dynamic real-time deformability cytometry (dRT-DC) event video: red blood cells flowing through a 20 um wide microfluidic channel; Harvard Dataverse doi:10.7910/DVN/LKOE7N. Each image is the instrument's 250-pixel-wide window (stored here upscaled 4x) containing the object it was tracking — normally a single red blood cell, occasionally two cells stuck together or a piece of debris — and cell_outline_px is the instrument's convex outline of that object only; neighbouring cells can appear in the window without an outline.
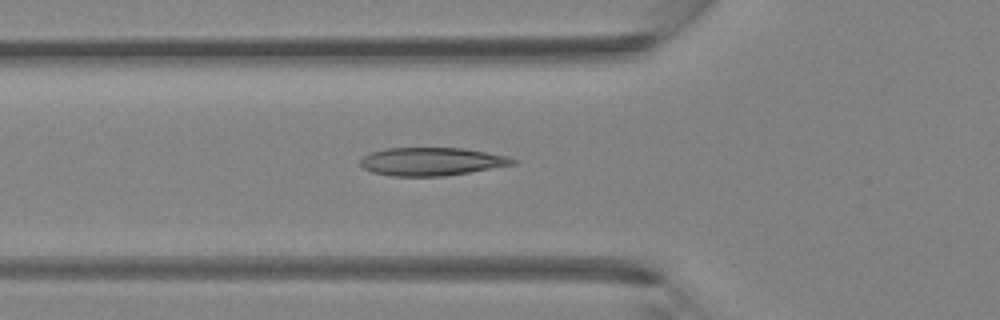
{"species": "Egyptian fruit bat (a non-hibernating species)", "species_latin": "Rousettus aegyptiacus", "temperature_condition": "room temperature", "stored_images_in_passage": 37, "camera_frame_rate_fps": 3000, "um_per_image_px": 0.085, "animal": {"sex": "female"}, "frame": {"image": 1, "passage_image": 14, "time_ms": 4.333, "image_size_px": [1000, 320], "cell_outline_px": [[520, 160], [516, 164], [444, 176], [392, 176], [372, 172], [364, 168], [360, 164], [360, 160], [364, 156], [372, 152], [384, 148], [464, 148], [508, 156]], "centroid_in_image_um": [36.71, 13.72], "position_along_channel_um": 89.1, "area_um2": 24.97}}
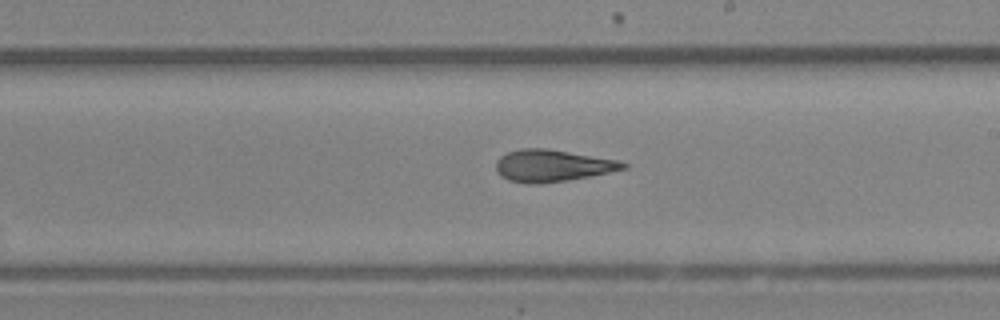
{"frame": {"image": 2, "passage_image": 23, "time_ms": 7.333, "image_size_px": [1000, 320], "cell_outline_px": [[628, 168], [568, 180], [540, 184], [532, 184], [508, 180], [500, 176], [496, 172], [496, 160], [500, 156], [508, 152], [520, 148], [548, 148], [620, 160], [628, 164]], "centroid_in_image_um": [46.93, 14.07], "position_along_channel_um": 242.1, "area_um2": 23.87}}
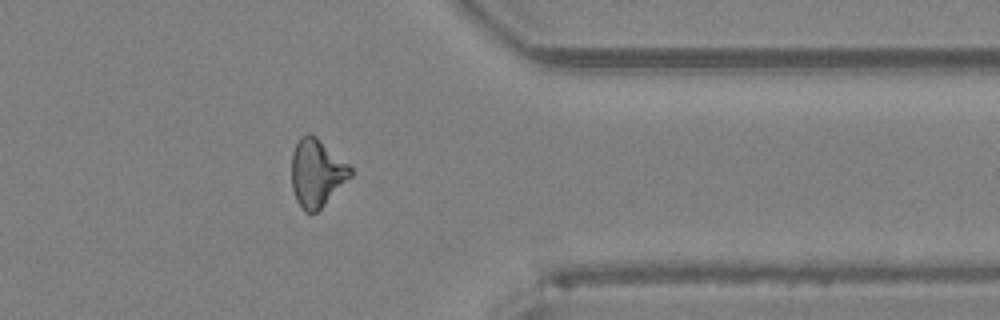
{"frame": {"image": 3, "passage_image": 32, "time_ms": 10.333, "image_size_px": [1000, 320], "cell_outline_px": [[352, 176], [316, 212], [304, 212], [296, 200], [292, 188], [292, 152], [300, 136], [308, 132], [316, 136], [348, 164], [352, 168]], "centroid_in_image_um": [26.91, 14.68], "position_along_channel_um": 384.5, "area_um2": 23.06}}